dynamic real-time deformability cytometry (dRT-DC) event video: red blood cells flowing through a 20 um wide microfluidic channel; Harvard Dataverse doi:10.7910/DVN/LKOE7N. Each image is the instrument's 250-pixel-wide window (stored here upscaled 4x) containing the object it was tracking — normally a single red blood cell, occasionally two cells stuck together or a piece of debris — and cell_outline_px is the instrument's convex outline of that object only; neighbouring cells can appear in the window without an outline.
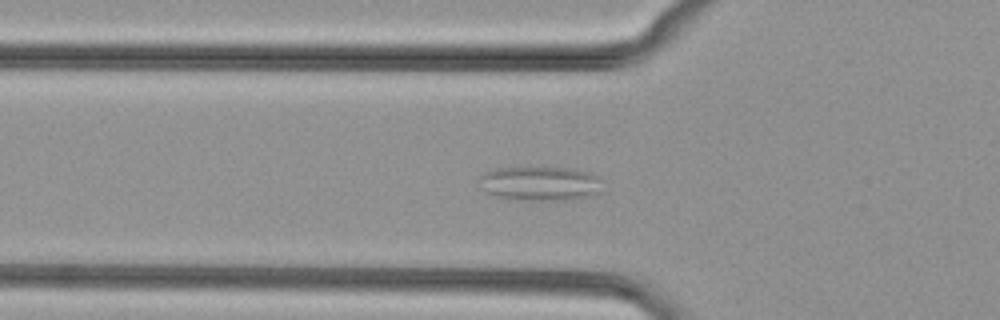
{"species": "common noctule bat (a hibernating species)", "species_latin": "Nyctalus noctula", "temperature_condition": "cold", "stored_images_in_passage": 44, "segment_of_instrument_passage": [1, 2], "camera_frame_rate_fps": 3000, "um_per_image_px": 0.085, "animal": {"sex": "female", "body_mass_g": 29.2, "forearm_length_mm": 56.3}, "frame": {"image": 1, "passage_image": 10, "time_ms": 3.0, "image_size_px": [1000, 320], "cell_outline_px": [[604, 192], [596, 196], [572, 200], [508, 200], [484, 192], [480, 180], [480, 176], [484, 172], [496, 168], [572, 168], [588, 172], [600, 176]], "centroid_in_image_um": [46.0, 15.63], "position_along_channel_um": 79.8, "area_um2": 25.32}}
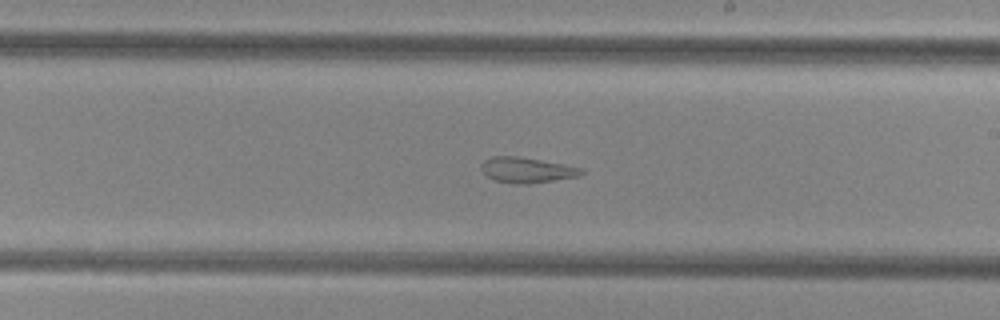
{"frame": {"image": 2, "passage_image": 22, "time_ms": 7.0, "image_size_px": [1000, 320], "cell_outline_px": [[584, 172], [580, 176], [528, 184], [512, 184], [496, 180], [488, 176], [480, 168], [480, 164], [484, 160], [492, 156], [516, 156], [564, 164], [584, 168]], "centroid_in_image_um": [44.79, 14.45], "position_along_channel_um": 244.2, "area_um2": 14.85}}
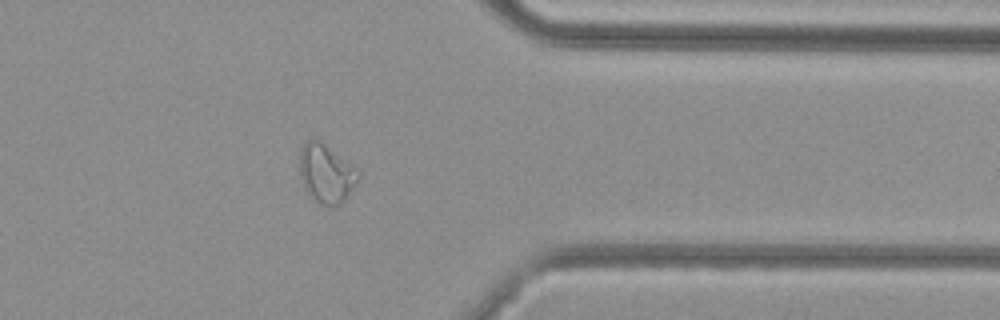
{"frame": {"image": 3, "passage_image": 33, "time_ms": 10.667, "image_size_px": [1000, 320], "cell_outline_px": [[360, 176], [344, 200], [340, 204], [320, 204], [312, 200], [300, 176], [300, 148], [312, 136], [320, 140], [356, 168], [360, 172]], "centroid_in_image_um": [27.71, 14.71], "position_along_channel_um": 383.7, "area_um2": 19.77}}